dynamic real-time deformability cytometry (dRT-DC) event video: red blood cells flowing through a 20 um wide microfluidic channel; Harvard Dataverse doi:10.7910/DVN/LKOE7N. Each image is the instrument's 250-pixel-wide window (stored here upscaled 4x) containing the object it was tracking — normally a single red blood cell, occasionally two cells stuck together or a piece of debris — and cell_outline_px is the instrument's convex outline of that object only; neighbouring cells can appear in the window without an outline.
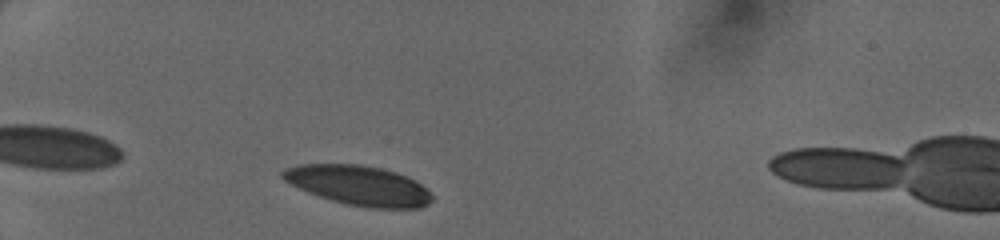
{"species": "human", "species_latin": "Homo sapiens", "temperature_condition": "cold", "stored_images_in_passage": 29, "camera_frame_rate_fps": 3000, "um_per_image_px": 0.085, "donor": {"sex": "female"}, "frame": {"image": 1, "passage_image": 1, "time_ms": 0.0, "image_size_px": [1000, 240], "cell_outline_px": [[432, 200], [428, 204], [420, 208], [368, 208], [344, 204], [308, 192], [284, 180], [280, 176], [280, 172], [284, 168], [296, 164], [360, 164], [380, 168], [396, 172], [408, 176], [416, 180], [432, 196]], "centroid_in_image_um": [30.47, 15.75], "position_along_channel_um": 54.5, "area_um2": 34.62}}
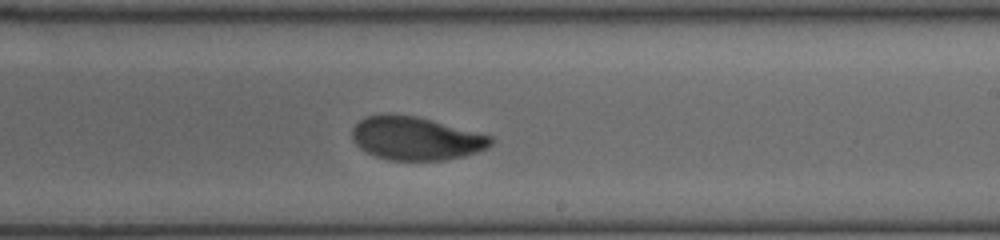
{"frame": {"image": 2, "passage_image": 17, "time_ms": 5.333, "image_size_px": [1000, 240], "cell_outline_px": [[492, 144], [488, 148], [464, 156], [444, 160], [388, 160], [376, 156], [360, 148], [352, 140], [352, 128], [360, 120], [368, 116], [416, 116], [432, 120], [492, 136]], "centroid_in_image_um": [35.37, 11.79], "position_along_channel_um": 253.6, "area_um2": 34.39}}
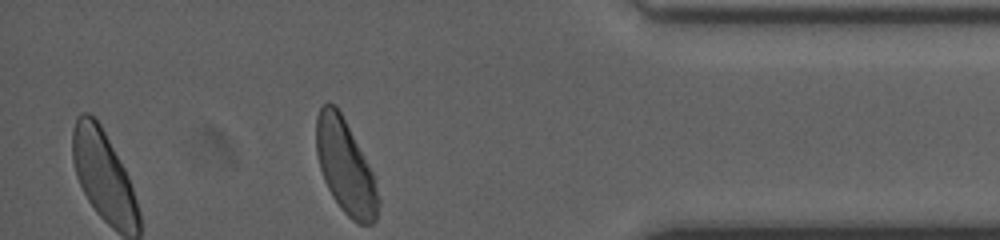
{"frame": {"image": 3, "passage_image": 29, "time_ms": 9.333, "image_size_px": [1000, 240], "cell_outline_px": [[380, 204], [376, 220], [372, 224], [360, 224], [352, 220], [340, 208], [332, 196], [324, 180], [320, 168], [316, 152], [316, 116], [320, 108], [328, 100], [336, 104], [372, 172], [380, 200]], "centroid_in_image_um": [29.34, 14.19], "position_along_channel_um": 405.9, "area_um2": 33.76}}